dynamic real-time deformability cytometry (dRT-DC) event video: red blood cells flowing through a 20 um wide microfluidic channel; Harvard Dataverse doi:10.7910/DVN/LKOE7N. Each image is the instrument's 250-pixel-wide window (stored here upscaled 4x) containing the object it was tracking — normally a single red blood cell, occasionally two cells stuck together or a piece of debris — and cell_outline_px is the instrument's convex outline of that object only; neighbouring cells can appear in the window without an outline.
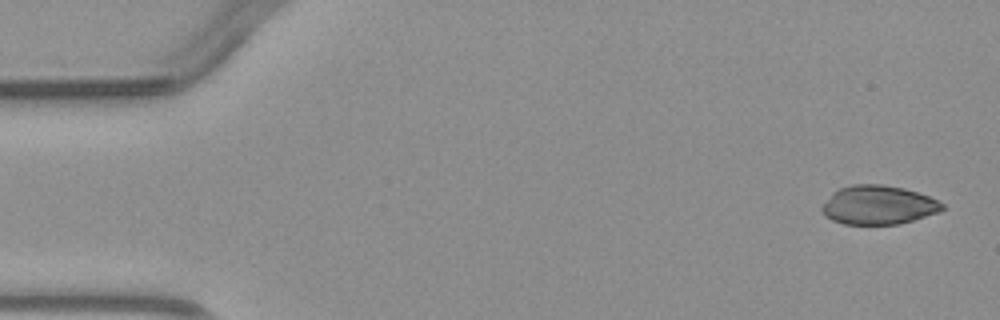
{"species": "common noctule bat (a hibernating species)", "species_latin": "Nyctalus noctula", "temperature_condition": "warm", "stored_images_in_passage": 4, "camera_frame_rate_fps": 3000, "um_per_image_px": 0.085, "animal": {"sex": "male", "body_mass_g": 23.1, "forearm_length_mm": 52.7}, "frame": {"image": 1, "passage_image": 1, "time_ms": 0.0, "image_size_px": [1000, 320], "cell_outline_px": [[944, 208], [940, 212], [900, 224], [844, 224], [832, 220], [820, 208], [832, 192], [840, 188], [852, 184], [880, 184], [904, 188], [928, 196], [944, 204]], "centroid_in_image_um": [74.66, 17.42], "position_along_channel_um": 10.3, "area_um2": 27.17}}